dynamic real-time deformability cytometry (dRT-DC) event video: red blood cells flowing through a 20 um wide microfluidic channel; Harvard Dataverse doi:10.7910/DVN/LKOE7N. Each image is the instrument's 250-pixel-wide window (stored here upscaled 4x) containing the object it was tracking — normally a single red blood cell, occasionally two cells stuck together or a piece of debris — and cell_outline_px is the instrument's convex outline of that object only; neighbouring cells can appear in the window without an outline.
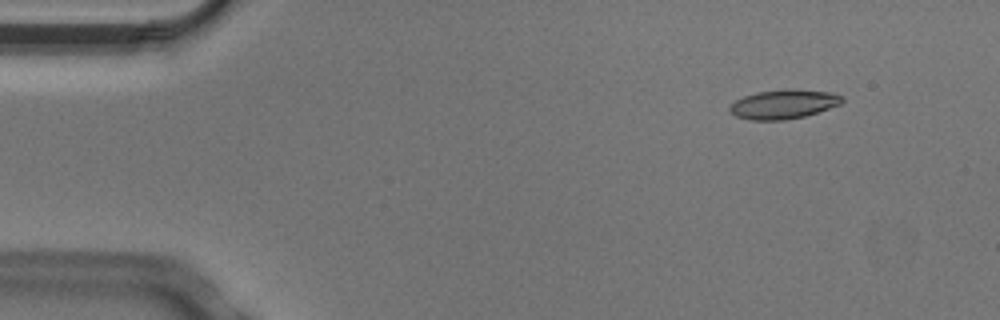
{"species": "Egyptian fruit bat (a non-hibernating species)", "species_latin": "Rousettus aegyptiacus", "temperature_condition": "cold", "stored_images_in_passage": 5, "camera_frame_rate_fps": 3000, "um_per_image_px": 0.085, "animal": {"sex": "male"}, "frame": {"image": 1, "passage_image": 2, "time_ms": 0.333, "image_size_px": [1000, 320], "cell_outline_px": [[844, 100], [840, 104], [804, 116], [784, 120], [752, 120], [736, 116], [728, 112], [728, 108], [736, 100], [744, 96], [756, 92], [788, 88], [792, 88], [832, 92], [840, 96]], "centroid_in_image_um": [66.57, 8.84], "position_along_channel_um": 18.4, "area_um2": 19.13}}
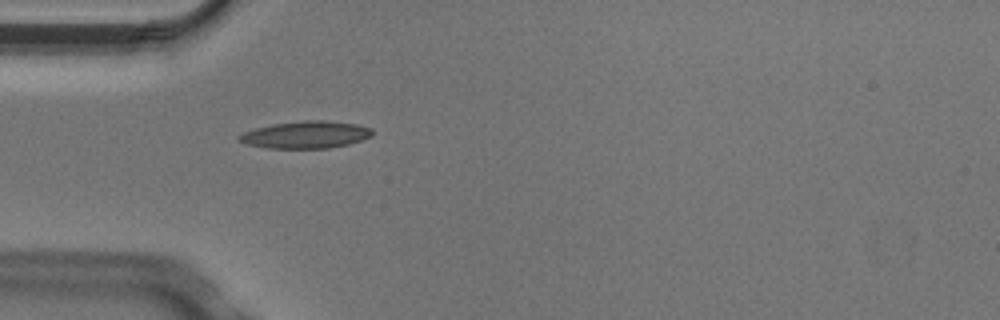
{"frame": {"image": 2, "passage_image": 5, "time_ms": 1.333, "image_size_px": [1000, 320], "cell_outline_px": [[372, 136], [348, 144], [328, 148], [268, 148], [248, 144], [240, 140], [236, 136], [244, 132], [256, 128], [272, 124], [304, 120], [324, 120], [356, 124], [372, 128]], "centroid_in_image_um": [26.0, 11.44], "position_along_channel_um": 59.0, "area_um2": 20.92}}